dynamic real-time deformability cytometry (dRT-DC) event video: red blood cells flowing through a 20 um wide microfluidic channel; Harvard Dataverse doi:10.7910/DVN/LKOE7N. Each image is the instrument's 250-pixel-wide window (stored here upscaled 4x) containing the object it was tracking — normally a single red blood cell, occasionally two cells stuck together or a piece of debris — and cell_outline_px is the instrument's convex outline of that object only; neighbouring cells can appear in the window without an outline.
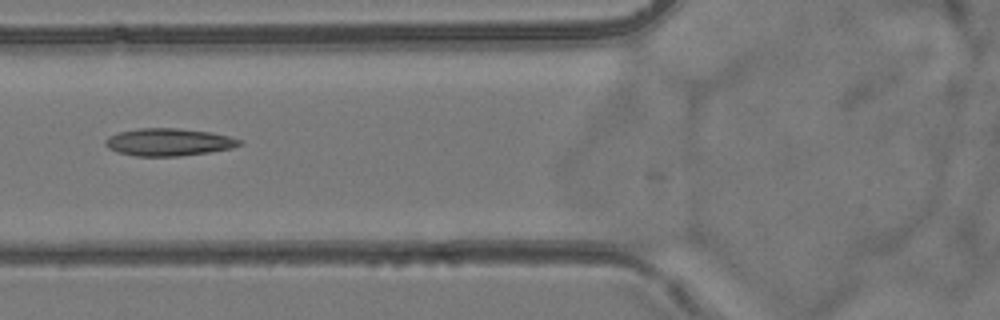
{"species": "common noctule bat (a hibernating species)", "species_latin": "Nyctalus noctula", "temperature_condition": "room temperature", "stored_images_in_passage": 6, "camera_frame_rate_fps": 3000, "um_per_image_px": 0.085, "animal": {"sex": "female", "body_mass_g": 24.6, "forearm_length_mm": 56.2}, "frame": {"image": 1, "passage_image": 6, "time_ms": 6.667, "image_size_px": [1000, 320], "cell_outline_px": [[244, 144], [232, 148], [208, 152], [180, 156], [136, 156], [116, 152], [108, 148], [104, 144], [104, 140], [108, 136], [120, 132], [140, 128], [176, 128], [212, 132], [244, 140]], "centroid_in_image_um": [14.35, 12.08], "position_along_channel_um": 111.5, "area_um2": 21.62}}